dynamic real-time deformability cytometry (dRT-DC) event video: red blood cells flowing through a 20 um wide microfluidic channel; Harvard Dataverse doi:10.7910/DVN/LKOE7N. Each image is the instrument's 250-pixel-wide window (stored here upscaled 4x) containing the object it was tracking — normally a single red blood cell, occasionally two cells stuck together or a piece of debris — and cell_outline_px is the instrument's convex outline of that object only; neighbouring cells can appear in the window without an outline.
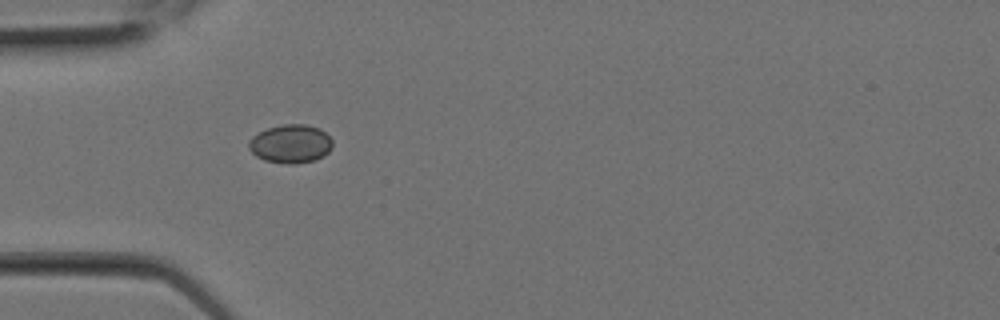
{"species": "Egyptian fruit bat (a non-hibernating species)", "species_latin": "Rousettus aegyptiacus", "temperature_condition": "room temperature", "stored_images_in_passage": 1, "camera_frame_rate_fps": 3000, "um_per_image_px": 0.085, "animal": {"sex": "female"}, "frame": {"image": 1, "passage_image": 1, "time_ms": 0.0, "image_size_px": [1000, 320], "cell_outline_px": [[332, 148], [324, 156], [316, 160], [296, 164], [288, 164], [264, 160], [256, 156], [248, 148], [248, 140], [252, 136], [268, 128], [284, 124], [308, 124], [320, 128], [332, 140]], "centroid_in_image_um": [24.71, 12.23], "position_along_channel_um": 60.3, "area_um2": 18.96}}